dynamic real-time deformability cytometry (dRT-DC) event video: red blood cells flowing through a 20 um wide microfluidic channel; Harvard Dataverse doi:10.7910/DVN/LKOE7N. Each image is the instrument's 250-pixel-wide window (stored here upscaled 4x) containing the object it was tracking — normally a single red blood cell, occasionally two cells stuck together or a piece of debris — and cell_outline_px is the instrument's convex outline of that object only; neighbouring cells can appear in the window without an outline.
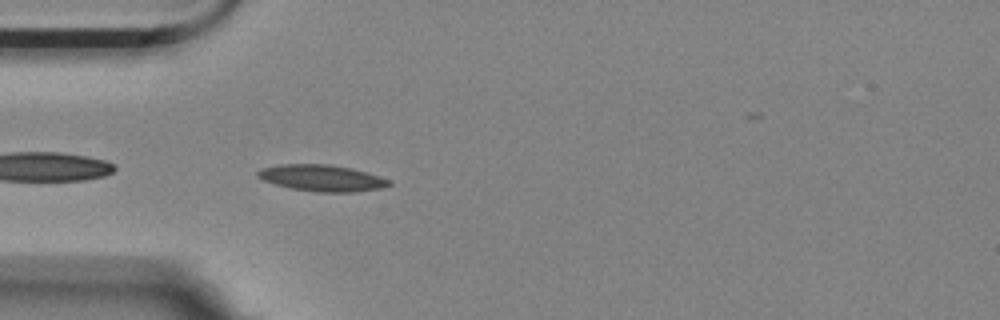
{"species": "Egyptian fruit bat (a non-hibernating species)", "species_latin": "Rousettus aegyptiacus", "temperature_condition": "room temperature", "stored_images_in_passage": 5, "segment_of_instrument_passage": [2, 2], "camera_frame_rate_fps": 3000, "um_per_image_px": 0.085, "animal": {"sex": "female"}, "frame": {"image": 1, "passage_image": 5, "time_ms": 1.333, "image_size_px": [1000, 320], "cell_outline_px": [[392, 184], [380, 188], [356, 192], [316, 192], [292, 188], [276, 184], [264, 180], [256, 176], [256, 172], [260, 168], [280, 164], [328, 164], [352, 168], [392, 180]], "centroid_in_image_um": [27.36, 15.13], "position_along_channel_um": 57.6, "area_um2": 20.23}}